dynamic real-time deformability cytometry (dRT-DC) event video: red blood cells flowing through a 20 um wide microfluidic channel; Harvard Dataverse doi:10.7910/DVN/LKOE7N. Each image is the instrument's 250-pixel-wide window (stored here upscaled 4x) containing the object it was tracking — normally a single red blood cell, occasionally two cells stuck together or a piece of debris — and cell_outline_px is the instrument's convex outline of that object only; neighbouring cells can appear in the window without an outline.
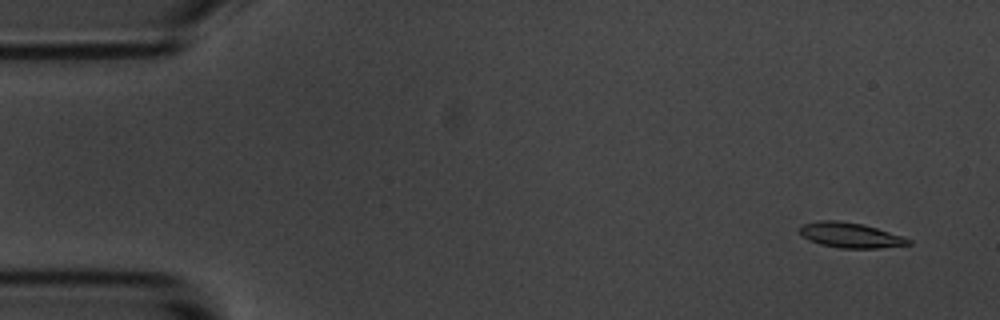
{"species": "common noctule bat (a hibernating species)", "species_latin": "Nyctalus noctula", "temperature_condition": "room temperature", "stored_images_in_passage": 6, "camera_frame_rate_fps": 3000, "um_per_image_px": 0.085, "animal": {"sex": "male", "body_mass_g": 20.1, "forearm_length_mm": 53.5}, "frame": {"image": 1, "passage_image": 1, "time_ms": 0.0, "image_size_px": [1000, 320], "cell_outline_px": [[912, 244], [880, 248], [840, 248], [820, 244], [808, 240], [800, 236], [800, 224], [820, 220], [836, 220], [864, 224], [904, 236], [912, 240]], "centroid_in_image_um": [72.28, 19.98], "position_along_channel_um": 12.7, "area_um2": 16.18}}
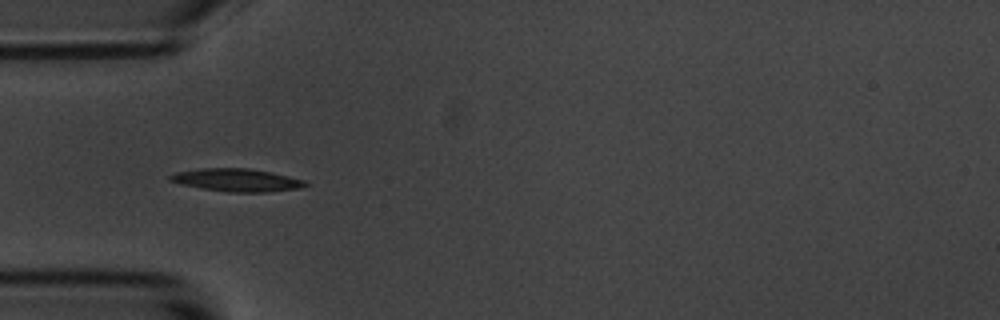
{"frame": {"image": 2, "passage_image": 5, "time_ms": 4.667, "image_size_px": [1000, 320], "cell_outline_px": [[308, 184], [300, 188], [268, 192], [228, 192], [200, 188], [180, 184], [168, 180], [168, 176], [176, 172], [200, 168], [248, 168], [288, 176], [304, 180]], "centroid_in_image_um": [20.08, 15.31], "position_along_channel_um": 64.9, "area_um2": 17.92}}